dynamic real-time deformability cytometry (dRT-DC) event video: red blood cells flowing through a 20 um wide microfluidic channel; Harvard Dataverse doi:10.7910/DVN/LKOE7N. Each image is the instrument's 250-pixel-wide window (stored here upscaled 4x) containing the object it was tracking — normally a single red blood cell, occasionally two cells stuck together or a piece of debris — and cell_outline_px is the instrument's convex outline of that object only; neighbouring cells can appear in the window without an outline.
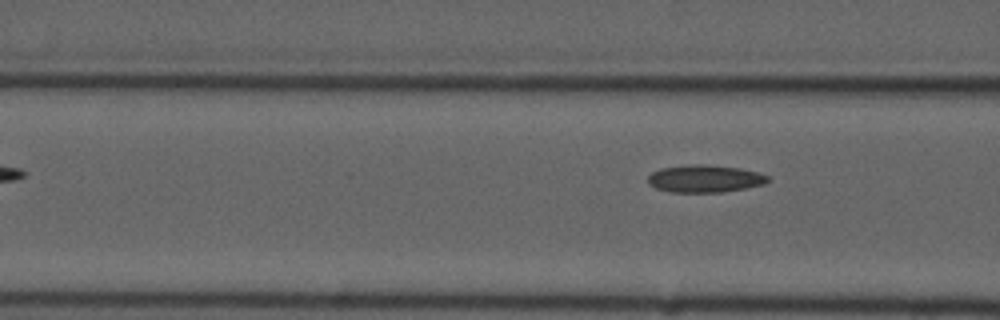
{"species": "common noctule bat (a hibernating species)", "species_latin": "Nyctalus noctula", "temperature_condition": "cold", "stored_images_in_passage": 4, "camera_frame_rate_fps": 3000, "um_per_image_px": 0.085, "animal": {"sex": "male", "forearm_length_mm": 52.5}, "frame": {"image": 1, "passage_image": 4, "time_ms": 4.0, "image_size_px": [1000, 320], "cell_outline_px": [[768, 180], [764, 184], [724, 192], [672, 192], [656, 188], [648, 184], [648, 176], [652, 172], [660, 168], [692, 164], [700, 164], [740, 168], [756, 172], [768, 176]], "centroid_in_image_um": [59.87, 15.19], "position_along_channel_um": 106.7, "area_um2": 19.02}}